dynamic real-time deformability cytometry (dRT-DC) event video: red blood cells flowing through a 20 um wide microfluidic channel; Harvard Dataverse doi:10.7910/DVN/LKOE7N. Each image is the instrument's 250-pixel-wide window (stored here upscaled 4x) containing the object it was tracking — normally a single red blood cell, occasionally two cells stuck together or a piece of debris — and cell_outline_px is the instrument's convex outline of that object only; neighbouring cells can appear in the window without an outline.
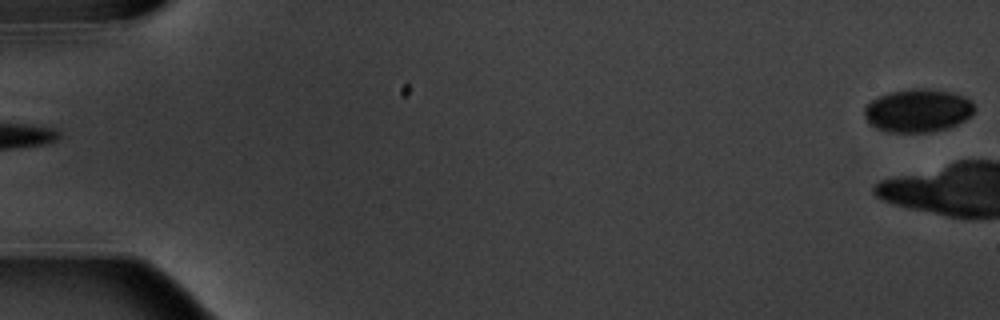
{"species": "common noctule bat (a hibernating species)", "species_latin": "Nyctalus noctula", "temperature_condition": "warm", "stored_images_in_passage": 6, "camera_frame_rate_fps": 3000, "um_per_image_px": 0.085, "animal": {"sex": "male", "body_mass_g": 20.1, "forearm_length_mm": 53.5}, "frame": {"image": 1, "passage_image": 6, "time_ms": 6.667, "image_size_px": [1000, 320], "cell_outline_px": [[976, 108], [972, 116], [948, 128], [932, 132], [888, 132], [876, 128], [868, 124], [864, 116], [864, 108], [872, 100], [880, 96], [892, 92], [912, 88], [924, 88], [952, 92], [964, 96], [972, 100]], "centroid_in_image_um": [78.04, 9.4], "position_along_channel_um": 7.0, "area_um2": 27.92}}